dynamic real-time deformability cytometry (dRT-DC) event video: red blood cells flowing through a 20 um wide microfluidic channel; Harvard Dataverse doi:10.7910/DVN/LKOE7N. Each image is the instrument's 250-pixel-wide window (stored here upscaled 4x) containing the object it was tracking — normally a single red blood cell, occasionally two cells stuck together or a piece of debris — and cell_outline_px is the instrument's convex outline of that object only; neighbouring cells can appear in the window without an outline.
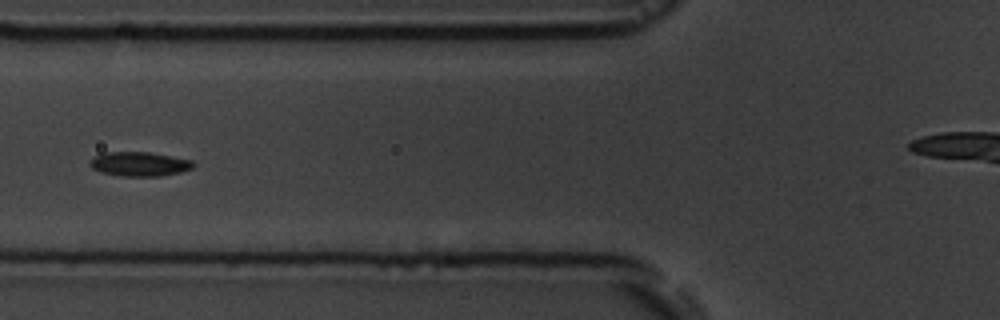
{"species": "common noctule bat (a hibernating species)", "species_latin": "Nyctalus noctula", "temperature_condition": "room temperature", "stored_images_in_passage": 8, "segment_of_instrument_passage": [1, 2], "camera_frame_rate_fps": 3000, "um_per_image_px": 0.085, "animal": {"sex": "male", "body_mass_g": 19.5, "forearm_length_mm": 54.6}, "frame": {"image": 1, "passage_image": 6, "time_ms": 6.0, "image_size_px": [1000, 320], "cell_outline_px": [[196, 164], [192, 168], [180, 172], [160, 176], [120, 176], [100, 172], [92, 168], [88, 164], [88, 160], [92, 156], [100, 152], [148, 152], [172, 156], [192, 160]], "centroid_in_image_um": [11.79, 13.93], "position_along_channel_um": 114.0, "area_um2": 14.91}}
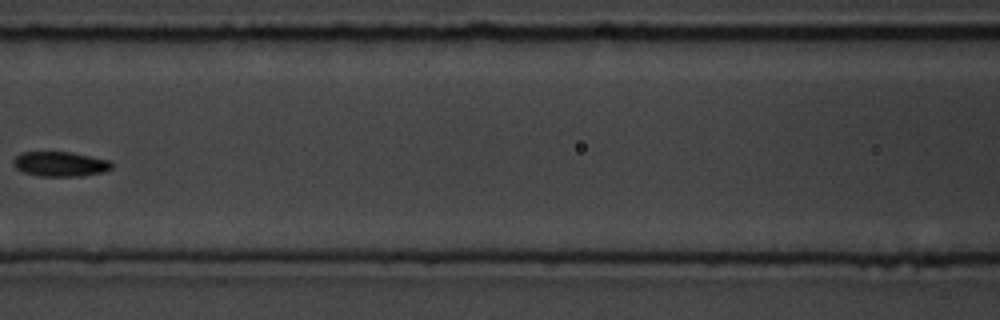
{"frame": {"image": 2, "passage_image": 7, "time_ms": 7.333, "image_size_px": [1000, 320], "cell_outline_px": [[112, 168], [104, 172], [80, 176], [40, 176], [24, 172], [16, 168], [12, 164], [12, 160], [20, 152], [68, 152], [108, 160], [112, 164]], "centroid_in_image_um": [5.07, 13.94], "position_along_channel_um": 161.5, "area_um2": 14.1}}